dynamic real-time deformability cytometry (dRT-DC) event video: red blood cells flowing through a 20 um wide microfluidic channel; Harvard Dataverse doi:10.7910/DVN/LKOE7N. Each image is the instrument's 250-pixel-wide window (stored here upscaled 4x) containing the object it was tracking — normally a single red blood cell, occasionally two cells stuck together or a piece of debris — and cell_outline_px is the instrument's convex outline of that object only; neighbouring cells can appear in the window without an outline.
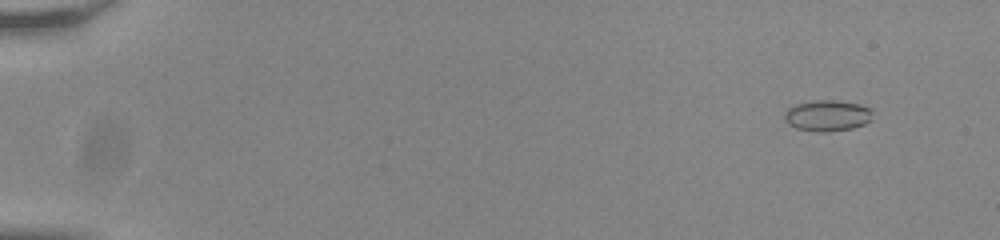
{"species": "common noctule bat (a hibernating species)", "species_latin": "Nyctalus noctula", "temperature_condition": "room temperature", "stored_images_in_passage": 56, "camera_frame_rate_fps": 3000, "um_per_image_px": 0.085, "animal": {"sex": "male", "body_mass_g": 20.0, "forearm_length_mm": 53.3}, "frame": {"image": 1, "passage_image": 5, "time_ms": 1.333, "image_size_px": [1000, 240], "cell_outline_px": [[872, 120], [864, 124], [852, 128], [828, 132], [816, 132], [796, 128], [788, 124], [784, 120], [784, 112], [788, 108], [796, 104], [816, 100], [836, 100], [860, 104], [872, 108]], "centroid_in_image_um": [70.33, 9.83], "position_along_channel_um": 14.7, "area_um2": 16.18}}
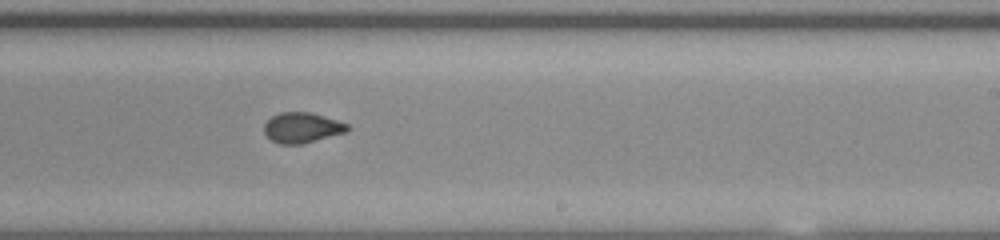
{"frame": {"image": 2, "passage_image": 36, "time_ms": 11.667, "image_size_px": [1000, 240], "cell_outline_px": [[348, 132], [300, 144], [280, 144], [272, 140], [264, 132], [264, 124], [272, 116], [280, 112], [312, 112], [348, 124]], "centroid_in_image_um": [25.67, 10.84], "position_along_channel_um": 263.3, "area_um2": 14.62}}
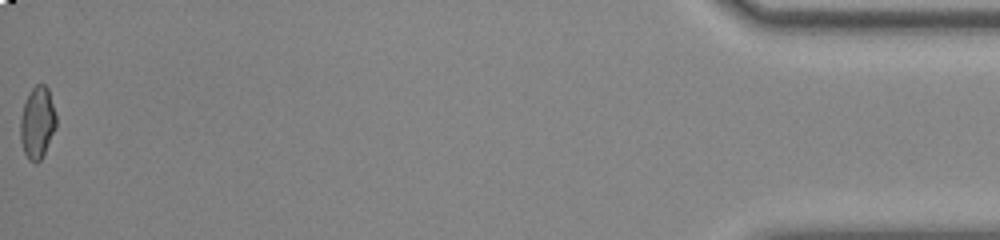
{"frame": {"image": 3, "passage_image": 56, "time_ms": 18.333, "image_size_px": [1000, 240], "cell_outline_px": [[56, 128], [40, 160], [36, 164], [28, 160], [24, 152], [20, 140], [20, 120], [24, 104], [32, 88], [36, 84], [44, 84], [48, 88], [56, 116]], "centroid_in_image_um": [3.17, 10.44], "position_along_channel_um": 432.0, "area_um2": 14.91}, "authors_computed_cell_mechanics": {"area_um2": 15.0858, "velocity_mm_per_s": 3.837, "shape_relaxation_time_tau1_ms": null, "shape_relaxation_time_tau2_ms": 1.3504, "deformation_change_tau1": null, "deformation_change_tau2": 0.0682}}